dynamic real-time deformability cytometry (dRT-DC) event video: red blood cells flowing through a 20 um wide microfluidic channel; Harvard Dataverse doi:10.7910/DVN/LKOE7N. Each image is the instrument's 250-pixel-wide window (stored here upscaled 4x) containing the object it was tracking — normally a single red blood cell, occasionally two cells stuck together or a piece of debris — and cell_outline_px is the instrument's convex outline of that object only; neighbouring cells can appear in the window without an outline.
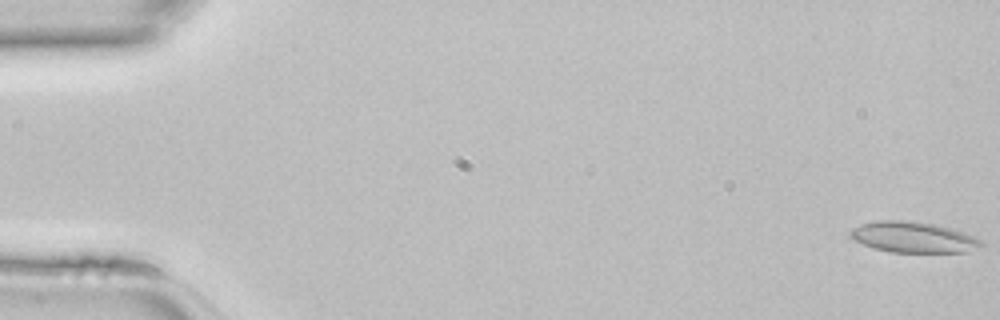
{"species": "common noctule bat (a hibernating species)", "species_latin": "Nyctalus noctula", "temperature_condition": "room temperature", "stored_images_in_passage": 45, "camera_frame_rate_fps": 3000, "um_per_image_px": 0.085, "animal": {"sex": "female", "body_mass_g": 22.7, "forearm_length_mm": 54.2}, "frame": {"image": 1, "passage_image": 1, "time_ms": 0.0, "image_size_px": [1000, 320], "cell_outline_px": [[984, 244], [968, 252], [888, 252], [872, 248], [852, 240], [848, 236], [848, 232], [852, 228], [860, 224], [876, 220], [904, 220], [932, 224], [952, 228], [964, 232], [980, 240]], "centroid_in_image_um": [77.55, 20.16], "position_along_channel_um": 7.5, "area_um2": 23.7}}
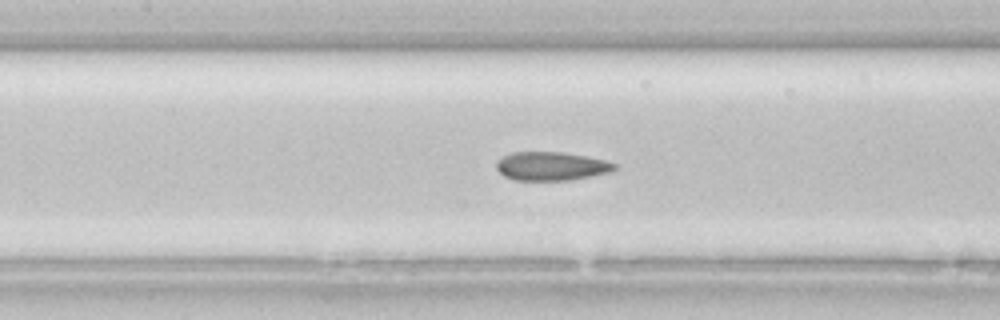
{"frame": {"image": 2, "passage_image": 21, "time_ms": 6.667, "image_size_px": [1000, 320], "cell_outline_px": [[616, 168], [608, 172], [568, 180], [516, 180], [504, 176], [496, 168], [496, 160], [512, 152], [564, 152], [604, 160], [616, 164]], "centroid_in_image_um": [46.8, 14.12], "position_along_channel_um": 160.6, "area_um2": 19.42}}
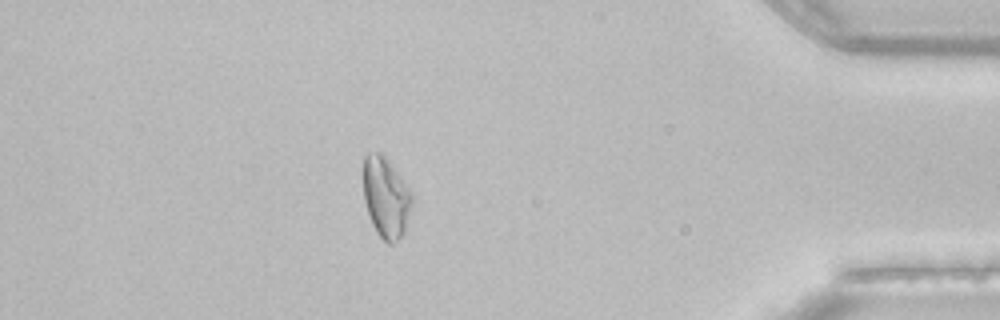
{"frame": {"image": 3, "passage_image": 40, "time_ms": 13.0, "image_size_px": [1000, 320], "cell_outline_px": [[412, 204], [404, 232], [392, 244], [388, 244], [376, 232], [372, 224], [364, 200], [364, 156], [368, 152], [380, 152], [388, 160], [412, 192]], "centroid_in_image_um": [32.8, 16.77], "position_along_channel_um": 402.4, "area_um2": 22.6}}